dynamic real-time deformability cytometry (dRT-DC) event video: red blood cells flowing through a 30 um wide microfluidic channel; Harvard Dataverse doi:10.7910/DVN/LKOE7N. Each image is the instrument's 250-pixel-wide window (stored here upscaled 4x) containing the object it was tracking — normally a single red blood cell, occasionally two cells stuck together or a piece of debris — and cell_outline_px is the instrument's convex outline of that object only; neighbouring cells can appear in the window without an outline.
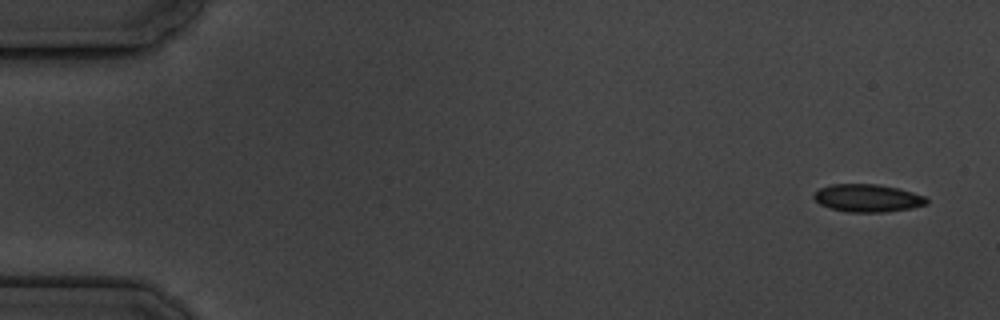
{"species": "common noctule bat (a hibernating species)", "species_latin": "Nyctalus noctula", "temperature_condition": "cold", "stored_images_in_passage": 5, "camera_frame_rate_fps": 3000, "um_per_image_px": 0.085, "animal": {"sex": "male", "body_mass_g": 19.5, "forearm_length_mm": 54.6}, "frame": {"image": 1, "passage_image": 1, "time_ms": 0.0, "image_size_px": [1000, 320], "cell_outline_px": [[928, 204], [912, 208], [884, 212], [848, 212], [832, 208], [820, 204], [812, 196], [820, 188], [832, 184], [876, 184], [896, 188], [912, 192], [924, 196], [928, 200]], "centroid_in_image_um": [73.76, 16.84], "position_along_channel_um": 11.2, "area_um2": 18.03}}
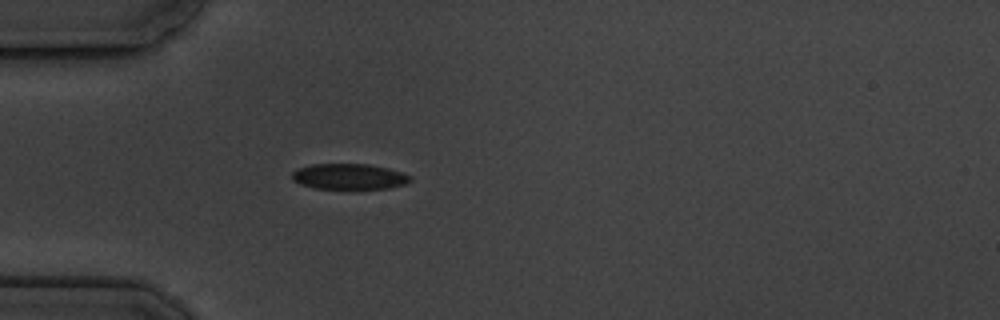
{"frame": {"image": 2, "passage_image": 5, "time_ms": 4.667, "image_size_px": [1000, 320], "cell_outline_px": [[412, 180], [408, 184], [388, 188], [316, 188], [300, 184], [292, 180], [292, 172], [296, 168], [312, 164], [368, 164], [388, 168], [412, 176]], "centroid_in_image_um": [29.68, 15.0], "position_along_channel_um": 55.3, "area_um2": 17.69}}